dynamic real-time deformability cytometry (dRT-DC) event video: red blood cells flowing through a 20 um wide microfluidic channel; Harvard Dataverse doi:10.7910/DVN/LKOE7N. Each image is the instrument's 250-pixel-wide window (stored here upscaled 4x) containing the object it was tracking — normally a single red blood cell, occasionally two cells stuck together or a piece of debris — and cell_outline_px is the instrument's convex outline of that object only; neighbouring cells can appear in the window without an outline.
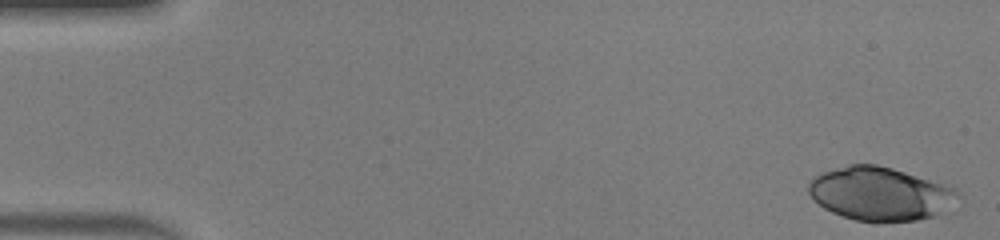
{"species": "human", "species_latin": "Homo sapiens", "temperature_condition": "warm", "stored_images_in_passage": 49, "camera_frame_rate_fps": 3000, "um_per_image_px": 0.085, "donor": {"sex": "male"}, "frame": {"image": 1, "passage_image": 1, "time_ms": 0.0, "image_size_px": [1000, 240], "cell_outline_px": [[960, 192], [932, 216], [916, 220], [876, 224], [872, 224], [856, 220], [832, 212], [824, 208], [808, 192], [808, 184], [820, 172], [848, 164], [876, 164], [892, 168], [952, 188]], "centroid_in_image_um": [74.67, 16.48], "position_along_channel_um": 10.3, "area_um2": 45.55}}
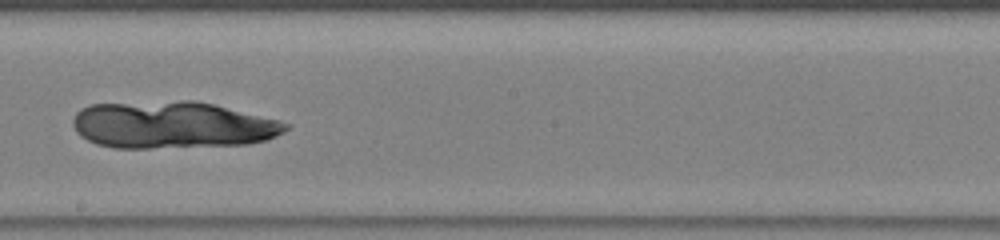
{"frame": {"image": 2, "passage_image": 28, "time_ms": 9.0, "image_size_px": [1000, 240], "cell_outline_px": [[288, 128], [284, 132], [276, 136], [264, 140], [248, 144], [148, 148], [116, 148], [96, 144], [80, 136], [76, 132], [72, 124], [72, 120], [76, 112], [80, 108], [92, 104], [180, 100], [196, 100], [280, 120], [288, 124]], "centroid_in_image_um": [14.61, 10.61], "position_along_channel_um": 233.6, "area_um2": 58.49}}
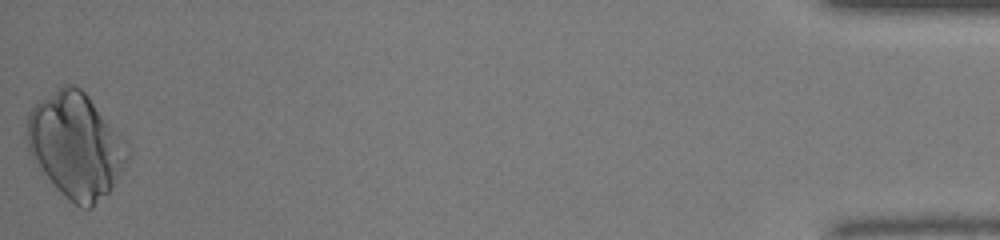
{"frame": {"image": 3, "passage_image": 49, "time_ms": 16.0, "image_size_px": [1000, 240], "cell_outline_px": [[132, 148], [112, 188], [92, 208], [80, 208], [44, 172], [28, 148], [24, 132], [28, 112], [40, 100], [64, 84], [72, 84], [80, 88], [88, 96]], "centroid_in_image_um": [6.45, 12.31], "position_along_channel_um": 428.8, "area_um2": 60.29}}